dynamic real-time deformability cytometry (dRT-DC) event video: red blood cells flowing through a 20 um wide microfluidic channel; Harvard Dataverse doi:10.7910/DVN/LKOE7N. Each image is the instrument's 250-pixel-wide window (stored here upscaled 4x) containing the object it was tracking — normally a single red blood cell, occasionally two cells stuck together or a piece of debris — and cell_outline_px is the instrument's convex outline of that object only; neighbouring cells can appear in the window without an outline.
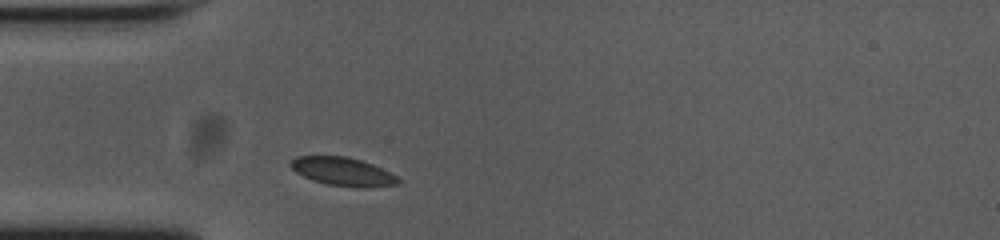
{"species": "common noctule bat (a hibernating species)", "species_latin": "Nyctalus noctula", "temperature_condition": "cold", "stored_images_in_passage": 38, "camera_frame_rate_fps": 3000, "um_per_image_px": 0.085, "animal": {"sex": "female", "body_mass_g": 23.0, "forearm_length_mm": 53.4}, "frame": {"image": 1, "passage_image": 3, "time_ms": 0.667, "image_size_px": [1000, 240], "cell_outline_px": [[400, 184], [368, 188], [356, 188], [328, 184], [312, 180], [296, 172], [288, 164], [296, 156], [344, 156], [360, 160], [372, 164], [396, 176], [400, 180]], "centroid_in_image_um": [29.14, 14.6], "position_along_channel_um": 55.9, "area_um2": 17.74}}
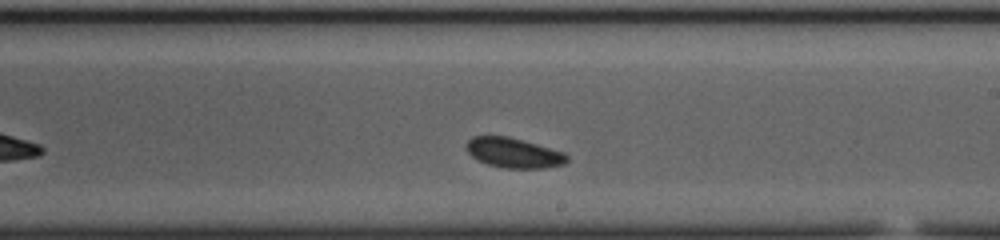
{"frame": {"image": 2, "passage_image": 19, "time_ms": 6.0, "image_size_px": [1000, 240], "cell_outline_px": [[568, 160], [564, 164], [544, 168], [504, 168], [488, 164], [476, 160], [468, 152], [464, 144], [472, 136], [508, 136], [564, 152], [568, 156]], "centroid_in_image_um": [43.63, 12.99], "position_along_channel_um": 245.4, "area_um2": 17.57}}
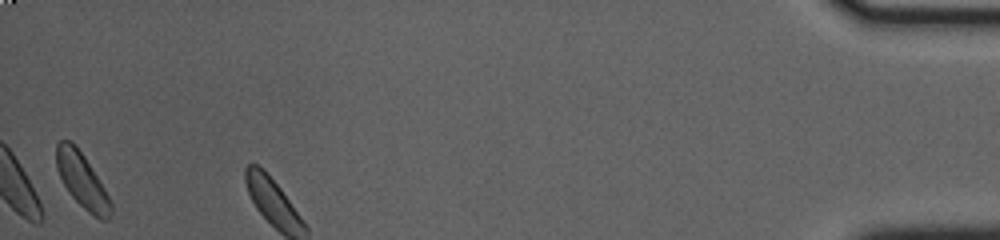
{"frame": {"image": 3, "passage_image": 38, "time_ms": 12.333, "image_size_px": [1000, 240], "cell_outline_px": [[112, 212], [108, 220], [100, 220], [88, 212], [68, 192], [56, 168], [56, 144], [60, 140], [72, 140], [84, 156], [104, 188], [112, 204]], "centroid_in_image_um": [6.97, 15.33], "position_along_channel_um": 428.2, "area_um2": 17.22}, "authors_computed_cell_mechanics": {"area_um2": 17.5423, "velocity_mm_per_s": 3.6485, "shape_relaxation_time_tau1_ms": 1.3311, "shape_relaxation_time_tau2_ms": null, "deformation_change_tau1": 0.0489, "deformation_change_tau2": null}}